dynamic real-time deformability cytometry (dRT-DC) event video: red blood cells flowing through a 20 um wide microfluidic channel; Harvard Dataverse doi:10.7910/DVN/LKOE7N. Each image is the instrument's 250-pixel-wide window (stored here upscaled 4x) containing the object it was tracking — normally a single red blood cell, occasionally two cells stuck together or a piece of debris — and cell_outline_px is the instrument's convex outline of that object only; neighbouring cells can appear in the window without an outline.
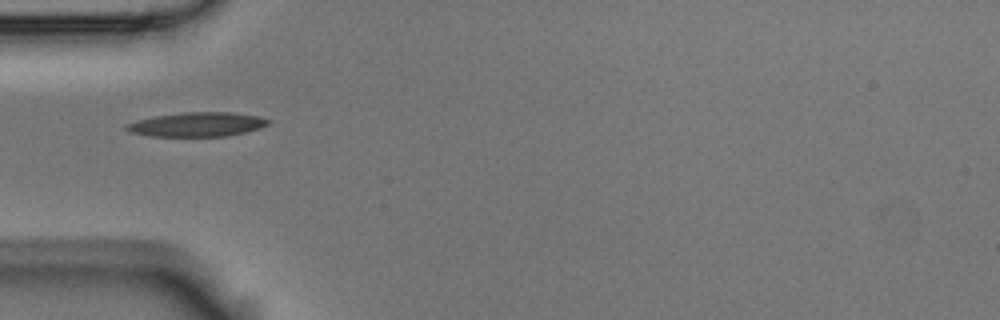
{"species": "Egyptian fruit bat (a non-hibernating species)", "species_latin": "Rousettus aegyptiacus", "temperature_condition": "room temperature", "stored_images_in_passage": 3, "camera_frame_rate_fps": 3000, "um_per_image_px": 0.085, "animal": {"sex": "male"}, "frame": {"image": 1, "passage_image": 1, "time_ms": 0.0, "image_size_px": [1000, 320], "cell_outline_px": [[272, 120], [268, 124], [260, 128], [244, 132], [224, 136], [152, 136], [132, 132], [124, 128], [128, 124], [152, 116], [180, 112], [232, 112], [256, 116]], "centroid_in_image_um": [16.78, 10.56], "position_along_channel_um": 68.2, "area_um2": 19.83}}
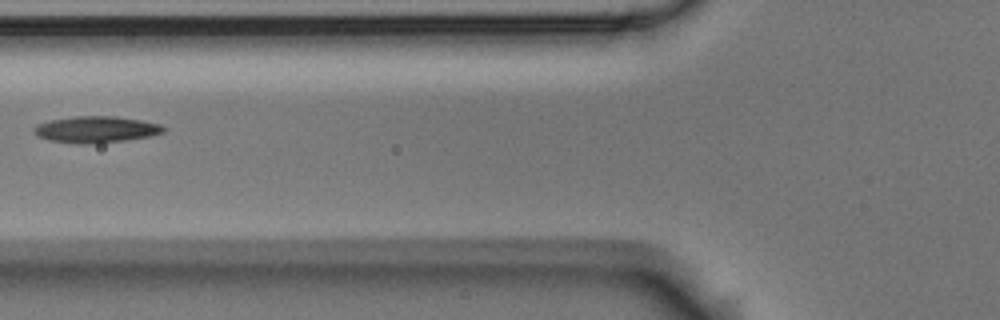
{"frame": {"image": 2, "passage_image": 2, "time_ms": 0.333, "image_size_px": [1000, 320], "cell_outline_px": [[164, 132], [152, 136], [124, 140], [88, 144], [80, 144], [48, 140], [36, 136], [32, 128], [40, 124], [52, 120], [76, 116], [116, 116], [140, 120], [160, 124], [164, 128]], "centroid_in_image_um": [8.16, 11.01], "position_along_channel_um": 117.6, "area_um2": 19.83}}
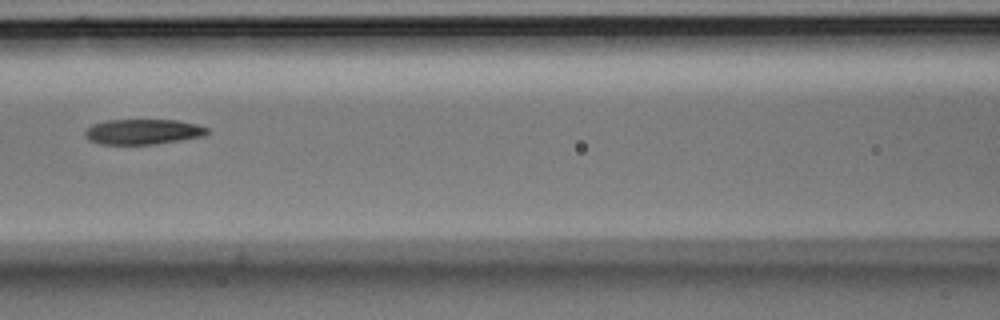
{"frame": {"image": 3, "passage_image": 3, "time_ms": 0.667, "image_size_px": [1000, 320], "cell_outline_px": [[208, 132], [204, 136], [156, 144], [100, 144], [88, 140], [84, 136], [84, 132], [92, 124], [108, 120], [176, 120], [196, 124], [208, 128]], "centroid_in_image_um": [12.13, 11.2], "position_along_channel_um": 154.5, "area_um2": 17.98}}